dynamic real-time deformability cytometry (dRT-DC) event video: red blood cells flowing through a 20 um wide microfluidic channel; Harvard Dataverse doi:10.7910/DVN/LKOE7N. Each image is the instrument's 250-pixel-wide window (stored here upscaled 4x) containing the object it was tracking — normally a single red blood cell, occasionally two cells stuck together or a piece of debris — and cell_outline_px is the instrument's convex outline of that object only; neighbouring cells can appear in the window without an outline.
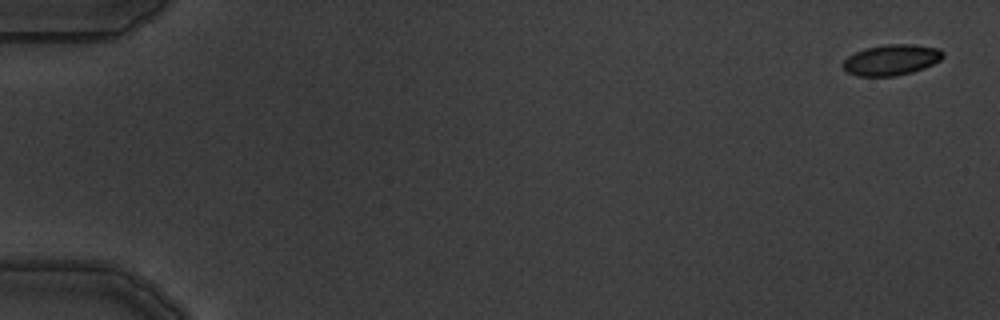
{"species": "common noctule bat (a hibernating species)", "species_latin": "Nyctalus noctula", "temperature_condition": "warm", "stored_images_in_passage": 9, "camera_frame_rate_fps": 3000, "um_per_image_px": 0.085, "animal": {"sex": "male", "body_mass_g": 19.5, "forearm_length_mm": 54.6}, "frame": {"image": 1, "passage_image": 1, "time_ms": 0.0, "image_size_px": [1000, 320], "cell_outline_px": [[944, 56], [940, 60], [924, 68], [912, 72], [896, 76], [856, 76], [848, 72], [840, 64], [848, 56], [864, 48], [888, 44], [912, 44], [940, 48], [944, 52]], "centroid_in_image_um": [75.77, 5.09], "position_along_channel_um": 9.2, "area_um2": 18.03}}
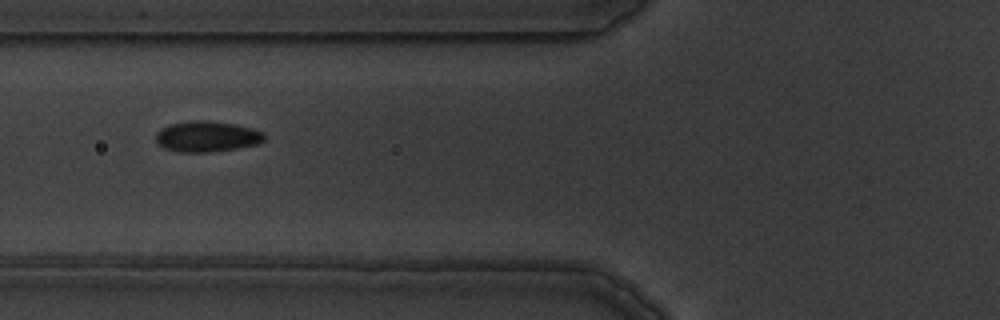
{"frame": {"image": 2, "passage_image": 6, "time_ms": 6.667, "image_size_px": [1000, 320], "cell_outline_px": [[264, 140], [260, 144], [212, 152], [180, 152], [164, 148], [156, 140], [156, 132], [160, 128], [172, 124], [188, 120], [208, 120], [236, 124], [252, 128], [264, 132]], "centroid_in_image_um": [17.61, 11.59], "position_along_channel_um": 108.2, "area_um2": 19.59}}
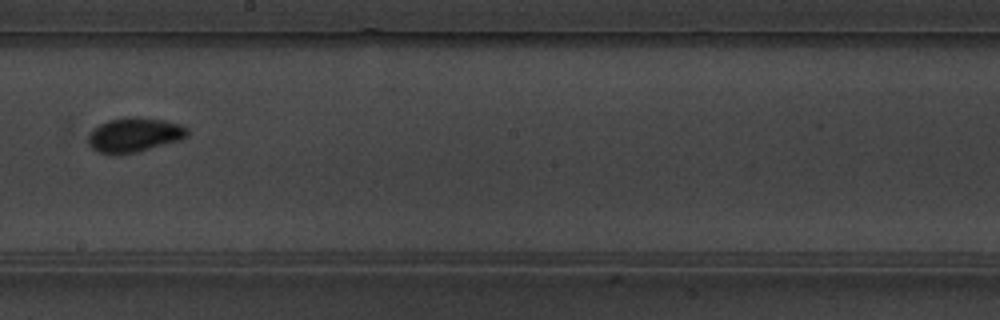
{"frame": {"image": 3, "passage_image": 9, "time_ms": 10.0, "image_size_px": [1000, 320], "cell_outline_px": [[188, 136], [180, 140], [136, 152], [116, 156], [112, 156], [100, 152], [92, 148], [88, 144], [88, 136], [100, 124], [108, 120], [132, 116], [136, 116], [164, 120], [184, 124], [188, 128]], "centroid_in_image_um": [11.45, 11.47], "position_along_channel_um": 236.8, "area_um2": 20.11}}